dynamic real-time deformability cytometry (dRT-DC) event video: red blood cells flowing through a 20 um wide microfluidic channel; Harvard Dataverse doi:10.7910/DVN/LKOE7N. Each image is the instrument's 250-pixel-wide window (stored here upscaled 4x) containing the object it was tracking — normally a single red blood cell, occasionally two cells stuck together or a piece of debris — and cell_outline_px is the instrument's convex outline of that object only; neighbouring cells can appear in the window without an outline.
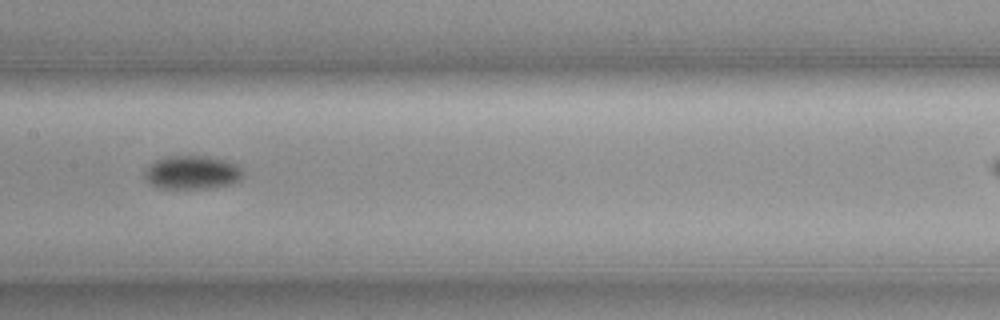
{"species": "common noctule bat (a hibernating species)", "species_latin": "Nyctalus noctula", "temperature_condition": "cold", "stored_images_in_passage": 33, "camera_frame_rate_fps": 3000, "um_per_image_px": 0.085, "animal": {"sex": "female", "body_mass_g": 19.3, "forearm_length_mm": 54.1}, "frame": {"image": 1, "passage_image": 15, "time_ms": 4.667, "image_size_px": [1000, 320], "cell_outline_px": [[244, 172], [240, 180], [232, 184], [212, 188], [156, 188], [144, 176], [144, 168], [156, 160], [168, 156], [208, 156], [228, 160], [236, 164]], "centroid_in_image_um": [16.35, 14.65], "position_along_channel_um": 191.1, "area_um2": 19.42}}
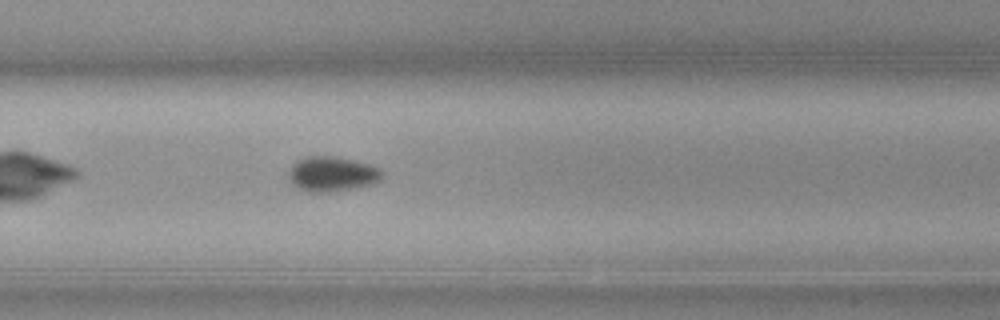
{"frame": {"image": 2, "passage_image": 24, "time_ms": 7.667, "image_size_px": [1000, 320], "cell_outline_px": [[380, 180], [372, 184], [356, 188], [336, 192], [308, 192], [296, 188], [292, 184], [288, 176], [288, 172], [292, 164], [296, 160], [308, 156], [336, 156], [368, 164], [376, 168], [380, 172]], "centroid_in_image_um": [28.14, 14.81], "position_along_channel_um": 301.7, "area_um2": 19.07}}
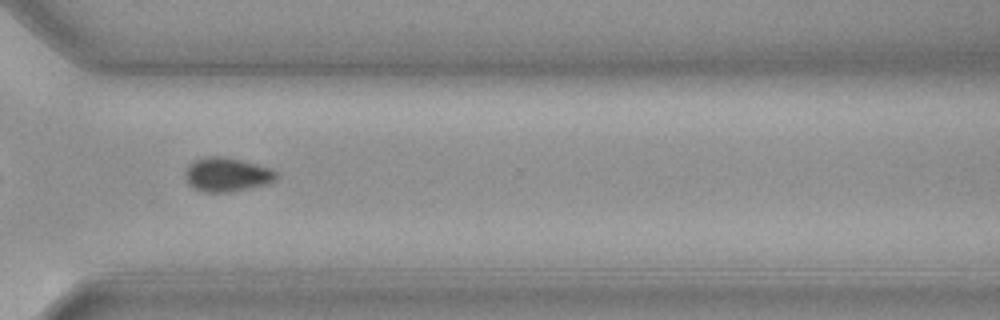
{"frame": {"image": 3, "passage_image": 28, "time_ms": 9.0, "image_size_px": [1000, 320], "cell_outline_px": [[276, 180], [268, 184], [228, 192], [204, 192], [188, 184], [184, 176], [184, 172], [188, 164], [196, 160], [208, 156], [220, 156], [240, 160], [272, 168], [276, 172]], "centroid_in_image_um": [19.27, 14.84], "position_along_channel_um": 351.3, "area_um2": 17.98}}